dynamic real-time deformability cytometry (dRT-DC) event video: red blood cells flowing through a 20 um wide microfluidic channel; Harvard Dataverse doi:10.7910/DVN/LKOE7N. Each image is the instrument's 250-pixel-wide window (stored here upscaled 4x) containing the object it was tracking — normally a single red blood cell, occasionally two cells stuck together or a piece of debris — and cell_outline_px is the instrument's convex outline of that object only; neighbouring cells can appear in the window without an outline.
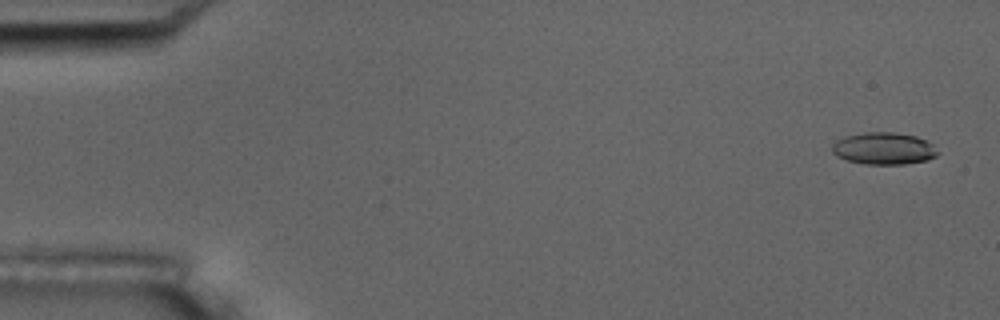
{"species": "common noctule bat (a hibernating species)", "species_latin": "Nyctalus noctula", "temperature_condition": "room temperature", "stored_images_in_passage": 5, "camera_frame_rate_fps": 3000, "um_per_image_px": 0.085, "animal": {"sex": "male", "body_mass_g": 17.5, "forearm_length_mm": 52.3}, "frame": {"image": 1, "passage_image": 1, "time_ms": 0.0, "image_size_px": [1000, 320], "cell_outline_px": [[936, 156], [928, 160], [904, 164], [864, 164], [848, 160], [836, 156], [832, 152], [832, 144], [836, 140], [844, 136], [864, 132], [892, 132], [916, 136], [928, 140], [932, 144], [936, 152]], "centroid_in_image_um": [75.09, 12.61], "position_along_channel_um": 9.9, "area_um2": 19.77}}
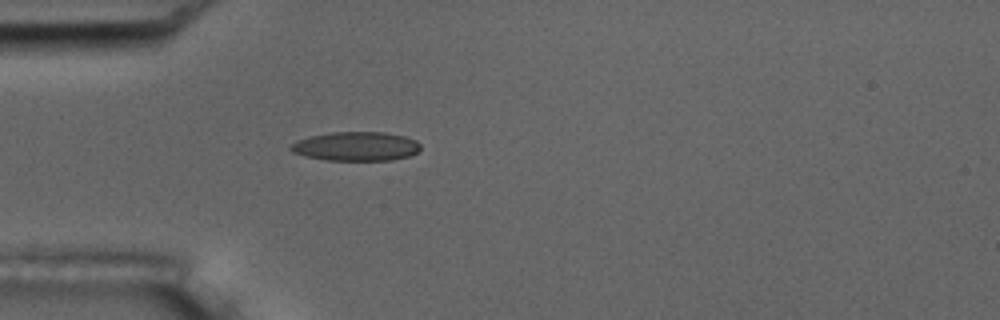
{"frame": {"image": 2, "passage_image": 5, "time_ms": 4.667, "image_size_px": [1000, 320], "cell_outline_px": [[420, 148], [416, 152], [408, 156], [392, 160], [328, 160], [304, 156], [292, 152], [288, 148], [288, 144], [296, 140], [328, 132], [384, 132], [404, 136], [416, 140], [420, 144]], "centroid_in_image_um": [30.21, 12.43], "position_along_channel_um": 54.8, "area_um2": 22.08}}